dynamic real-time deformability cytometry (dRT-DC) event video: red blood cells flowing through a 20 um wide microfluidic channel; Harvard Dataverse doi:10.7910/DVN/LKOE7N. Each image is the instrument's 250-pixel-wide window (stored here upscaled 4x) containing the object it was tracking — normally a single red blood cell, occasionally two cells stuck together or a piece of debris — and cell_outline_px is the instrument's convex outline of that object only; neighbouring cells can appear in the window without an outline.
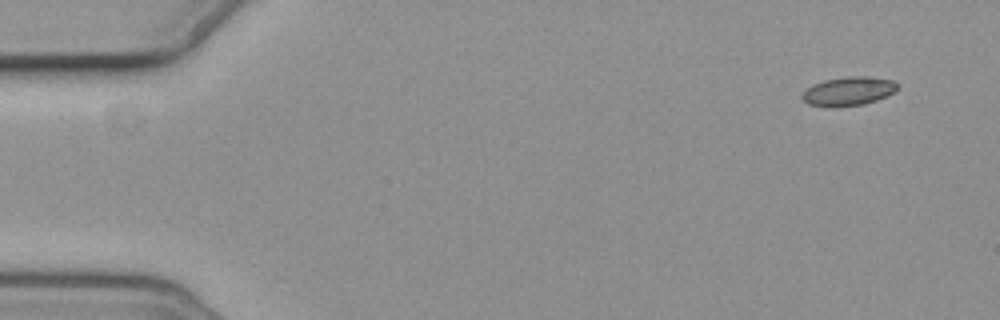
{"species": "common noctule bat (a hibernating species)", "species_latin": "Nyctalus noctula", "temperature_condition": "cold", "stored_images_in_passage": 5, "camera_frame_rate_fps": 3000, "um_per_image_px": 0.085, "animal": {"sex": "female", "body_mass_g": 19.3, "forearm_length_mm": 54.1}, "frame": {"image": 1, "passage_image": 1, "time_ms": 0.0, "image_size_px": [1000, 320], "cell_outline_px": [[896, 92], [888, 96], [864, 104], [836, 108], [832, 108], [808, 104], [800, 96], [812, 84], [824, 80], [848, 76], [868, 76], [892, 80], [896, 84]], "centroid_in_image_um": [72.1, 7.77], "position_along_channel_um": 12.9, "area_um2": 16.18}}